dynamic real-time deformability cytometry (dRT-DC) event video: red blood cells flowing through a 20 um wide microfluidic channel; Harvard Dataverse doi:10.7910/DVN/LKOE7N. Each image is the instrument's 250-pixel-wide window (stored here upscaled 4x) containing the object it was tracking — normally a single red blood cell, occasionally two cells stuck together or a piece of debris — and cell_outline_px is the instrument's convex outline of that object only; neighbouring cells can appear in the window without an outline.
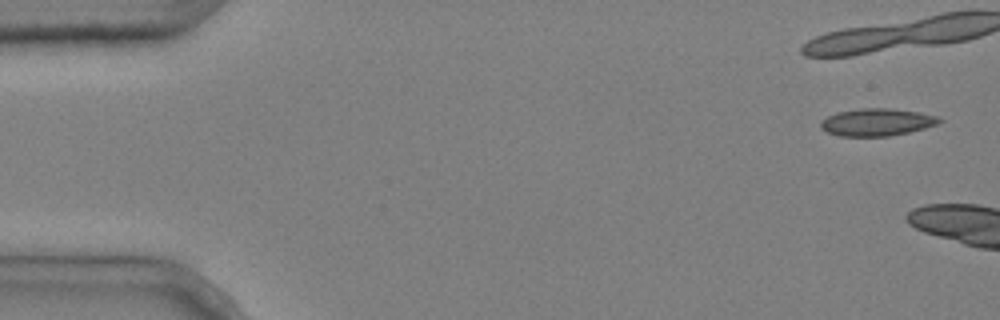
{"species": "common noctule bat (a hibernating species)", "species_latin": "Nyctalus noctula", "temperature_condition": "cold", "stored_images_in_passage": 4, "camera_frame_rate_fps": 3000, "um_per_image_px": 0.085, "animal": {"sex": "male", "body_mass_g": 20.4}, "frame": {"image": 1, "passage_image": 1, "time_ms": 0.0, "image_size_px": [1000, 320], "cell_outline_px": [[944, 120], [936, 124], [924, 128], [908, 132], [888, 136], [840, 136], [828, 132], [820, 128], [820, 120], [836, 112], [860, 108], [888, 108], [916, 112], [936, 116]], "centroid_in_image_um": [74.48, 10.38], "position_along_channel_um": 10.5, "area_um2": 18.79}}